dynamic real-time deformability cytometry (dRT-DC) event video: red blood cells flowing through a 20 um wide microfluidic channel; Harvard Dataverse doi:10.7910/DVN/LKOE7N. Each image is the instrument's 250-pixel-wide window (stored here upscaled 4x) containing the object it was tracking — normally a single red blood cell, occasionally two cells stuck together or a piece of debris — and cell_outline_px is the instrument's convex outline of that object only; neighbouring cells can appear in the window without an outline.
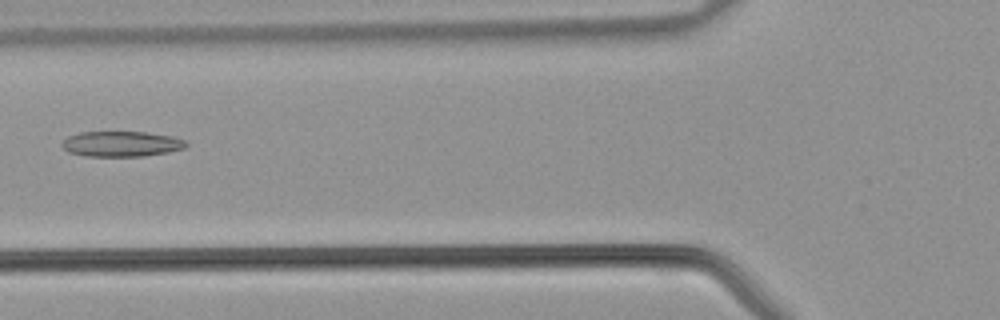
{"species": "common noctule bat (a hibernating species)", "species_latin": "Nyctalus noctula", "temperature_condition": "warm", "stored_images_in_passage": 41, "camera_frame_rate_fps": 3000, "um_per_image_px": 0.085, "animal": {"sex": "male", "body_mass_g": 21.5, "forearm_length_mm": 52.0}, "frame": {"image": 1, "passage_image": 15, "time_ms": 4.667, "image_size_px": [1000, 320], "cell_outline_px": [[188, 144], [184, 148], [168, 152], [144, 156], [84, 156], [68, 152], [60, 144], [68, 136], [80, 132], [148, 132], [172, 136], [188, 140]], "centroid_in_image_um": [10.34, 12.23], "position_along_channel_um": 115.5, "area_um2": 18.5}}
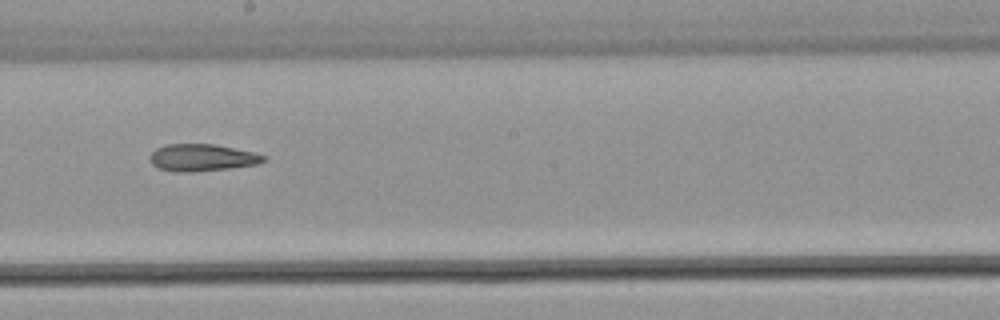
{"frame": {"image": 2, "passage_image": 22, "time_ms": 7.0, "image_size_px": [1000, 320], "cell_outline_px": [[264, 160], [256, 164], [228, 168], [192, 172], [160, 168], [152, 164], [152, 152], [156, 148], [168, 144], [216, 144], [252, 152], [264, 156]], "centroid_in_image_um": [17.18, 13.38], "position_along_channel_um": 231.0, "area_um2": 17.28}}
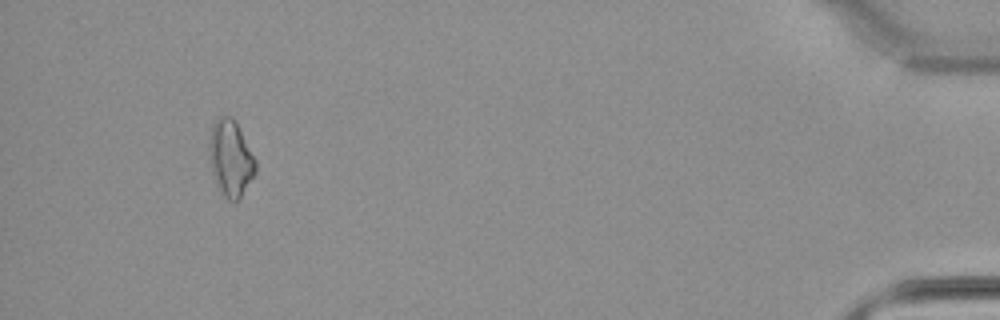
{"frame": {"image": 3, "passage_image": 38, "time_ms": 12.333, "image_size_px": [1000, 320], "cell_outline_px": [[256, 172], [240, 200], [228, 200], [220, 192], [212, 172], [208, 148], [208, 144], [212, 124], [220, 116], [232, 116], [236, 120], [256, 160]], "centroid_in_image_um": [19.61, 13.44], "position_along_channel_um": 415.6, "area_um2": 20.81}}